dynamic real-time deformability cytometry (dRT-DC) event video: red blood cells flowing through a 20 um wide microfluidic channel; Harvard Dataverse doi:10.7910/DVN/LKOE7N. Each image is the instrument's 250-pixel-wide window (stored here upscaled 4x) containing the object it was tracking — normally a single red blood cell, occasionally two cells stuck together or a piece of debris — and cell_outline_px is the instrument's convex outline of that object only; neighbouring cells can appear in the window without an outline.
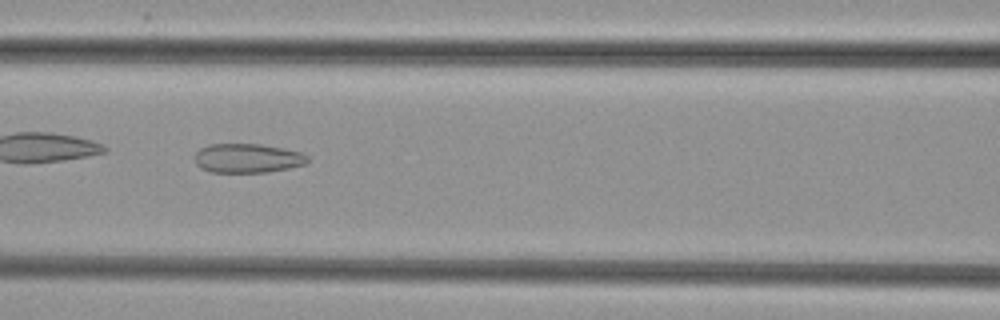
{"species": "common noctule bat (a hibernating species)", "species_latin": "Nyctalus noctula", "temperature_condition": "cold", "stored_images_in_passage": 26, "camera_frame_rate_fps": 3000, "um_per_image_px": 0.085, "animal": {"sex": "female", "body_mass_g": 29.2, "forearm_length_mm": 56.3}, "frame": {"image": 1, "passage_image": 8, "time_ms": 2.333, "image_size_px": [1000, 320], "cell_outline_px": [[308, 160], [304, 164], [288, 168], [268, 172], [212, 172], [200, 168], [196, 164], [196, 152], [200, 148], [208, 144], [260, 144], [284, 148], [300, 152], [308, 156]], "centroid_in_image_um": [21.02, 13.44], "position_along_channel_um": 145.6, "area_um2": 19.13}}